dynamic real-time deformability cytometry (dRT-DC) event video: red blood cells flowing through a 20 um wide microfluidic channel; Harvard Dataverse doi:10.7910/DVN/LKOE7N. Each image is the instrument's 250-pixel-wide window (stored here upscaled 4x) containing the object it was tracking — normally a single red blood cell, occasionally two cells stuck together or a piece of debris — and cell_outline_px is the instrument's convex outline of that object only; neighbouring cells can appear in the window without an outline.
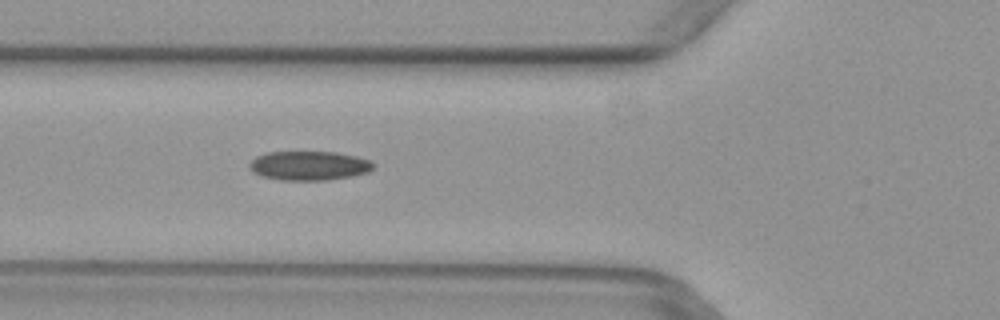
{"species": "common noctule bat (a hibernating species)", "species_latin": "Nyctalus noctula", "temperature_condition": "warm", "stored_images_in_passage": 2, "camera_frame_rate_fps": 3000, "um_per_image_px": 0.085, "animal": {"sex": "female", "body_mass_g": 29.2, "forearm_length_mm": 56.3}, "frame": {"image": 1, "passage_image": 2, "time_ms": 0.333, "image_size_px": [1000, 320], "cell_outline_px": [[376, 164], [368, 172], [352, 176], [328, 180], [280, 180], [260, 176], [252, 172], [248, 164], [256, 156], [268, 152], [336, 152], [356, 156], [372, 160]], "centroid_in_image_um": [26.28, 14.08], "position_along_channel_um": 99.5, "area_um2": 21.27}}